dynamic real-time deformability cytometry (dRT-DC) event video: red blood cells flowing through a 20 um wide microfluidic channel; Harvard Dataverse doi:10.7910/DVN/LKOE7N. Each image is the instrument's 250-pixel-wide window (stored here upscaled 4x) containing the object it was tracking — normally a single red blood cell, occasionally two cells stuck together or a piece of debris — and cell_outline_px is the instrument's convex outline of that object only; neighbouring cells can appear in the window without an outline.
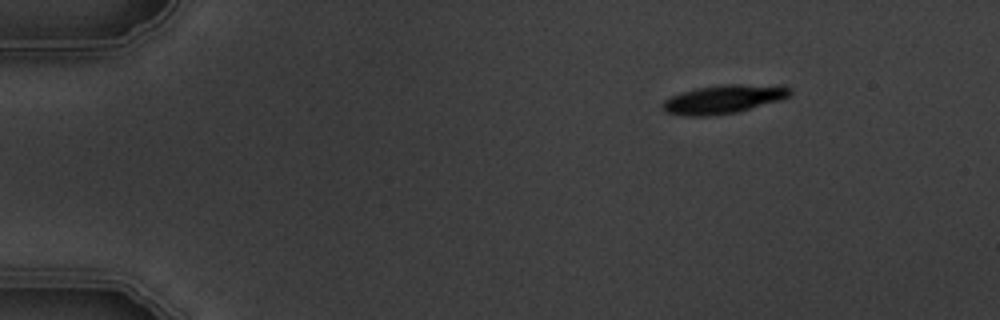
{"species": "common noctule bat (a hibernating species)", "species_latin": "Nyctalus noctula", "temperature_condition": "warm", "stored_images_in_passage": 5, "camera_frame_rate_fps": 3000, "um_per_image_px": 0.085, "animal": {"sex": "male", "body_mass_g": 19.5, "forearm_length_mm": 54.6}, "frame": {"image": 1, "passage_image": 1, "time_ms": 0.0, "image_size_px": [1000, 320], "cell_outline_px": [[792, 96], [780, 100], [736, 112], [708, 116], [688, 116], [668, 112], [664, 108], [664, 100], [672, 96], [696, 88], [724, 84], [784, 84], [792, 88]], "centroid_in_image_um": [61.64, 8.4], "position_along_channel_um": 23.4, "area_um2": 21.27}}
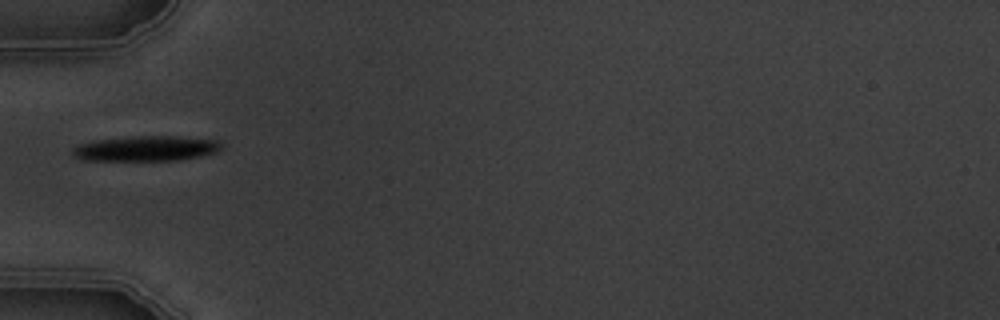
{"frame": {"image": 2, "passage_image": 4, "time_ms": 3.667, "image_size_px": [1000, 320], "cell_outline_px": [[224, 148], [216, 152], [200, 156], [180, 160], [84, 160], [76, 156], [72, 152], [72, 148], [80, 144], [96, 140], [132, 136], [176, 136], [220, 140], [224, 144]], "centroid_in_image_um": [12.5, 12.61], "position_along_channel_um": 72.5, "area_um2": 21.91}}